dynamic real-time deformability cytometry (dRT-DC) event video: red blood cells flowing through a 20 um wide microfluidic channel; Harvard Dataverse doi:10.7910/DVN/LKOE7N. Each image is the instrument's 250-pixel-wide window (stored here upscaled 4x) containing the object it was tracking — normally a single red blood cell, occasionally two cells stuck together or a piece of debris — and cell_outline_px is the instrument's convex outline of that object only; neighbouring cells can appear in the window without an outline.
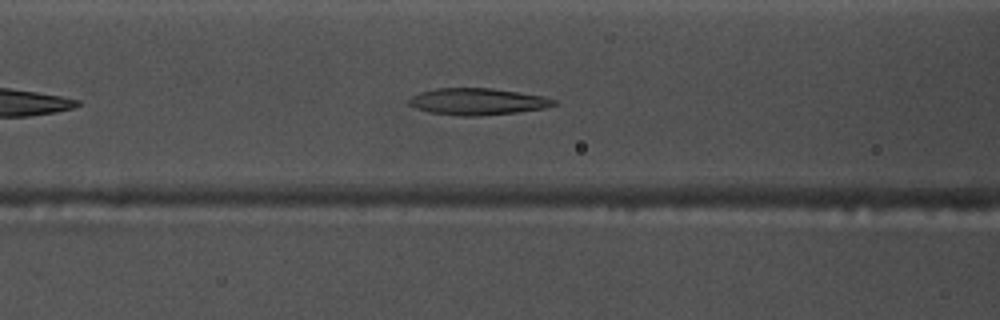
{"species": "common noctule bat (a hibernating species)", "species_latin": "Nyctalus noctula", "temperature_condition": "warm", "stored_images_in_passage": 40, "camera_frame_rate_fps": 3000, "um_per_image_px": 0.085, "animal": {"sex": "male", "body_mass_g": 17.5, "forearm_length_mm": 52.3}, "frame": {"image": 1, "passage_image": 10, "time_ms": 3.0, "image_size_px": [1000, 320], "cell_outline_px": [[556, 104], [544, 108], [516, 112], [480, 116], [460, 116], [428, 112], [416, 108], [408, 104], [408, 100], [412, 96], [420, 92], [436, 88], [492, 88], [544, 96], [556, 100]], "centroid_in_image_um": [40.56, 8.63], "position_along_channel_um": 126.0, "area_um2": 22.54}}
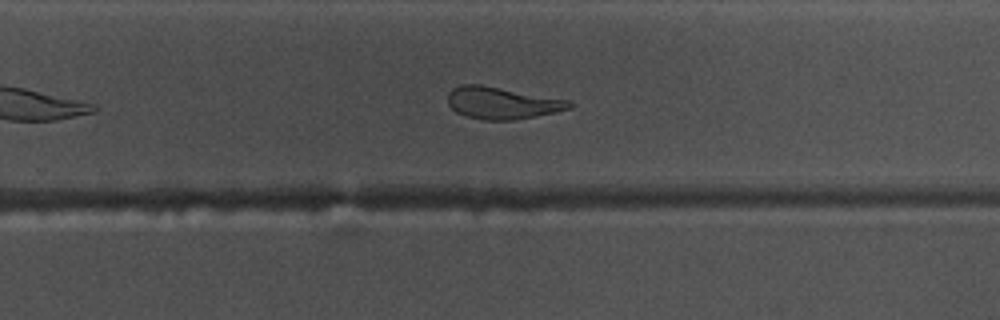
{"frame": {"image": 2, "passage_image": 23, "time_ms": 7.333, "image_size_px": [1000, 320], "cell_outline_px": [[572, 108], [556, 112], [516, 120], [484, 120], [468, 116], [456, 112], [448, 104], [448, 92], [452, 88], [460, 84], [480, 84], [568, 100], [572, 104]], "centroid_in_image_um": [42.65, 8.75], "position_along_channel_um": 287.2, "area_um2": 22.6}}
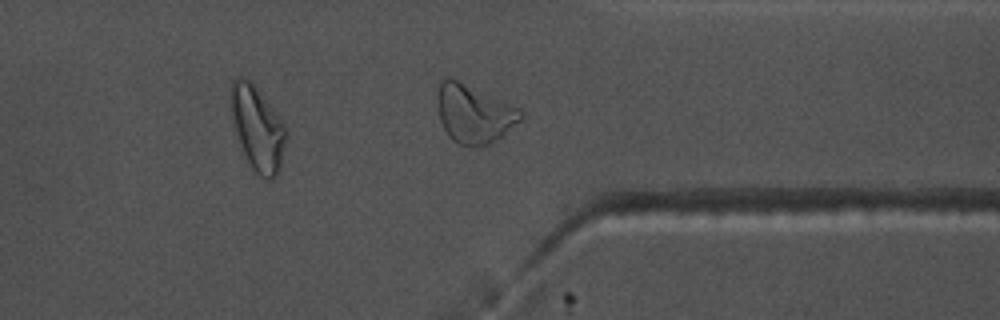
{"frame": {"image": 3, "passage_image": 30, "time_ms": 9.667, "image_size_px": [1000, 320], "cell_outline_px": [[524, 116], [520, 120], [500, 136], [488, 144], [476, 148], [468, 148], [452, 140], [448, 136], [440, 120], [436, 100], [436, 96], [440, 76], [452, 76], [520, 108], [524, 112]], "centroid_in_image_um": [40.23, 9.62], "position_along_channel_um": 371.2, "area_um2": 29.02}, "authors_computed_cell_mechanics": {"area_um2": 23.4379, "velocity_mm_per_s": 3.7342, "shape_relaxation_time_tau1_ms": null, "shape_relaxation_time_tau2_ms": 3.2109, "deformation_change_tau1": null, "deformation_change_tau2": 0.1227}}